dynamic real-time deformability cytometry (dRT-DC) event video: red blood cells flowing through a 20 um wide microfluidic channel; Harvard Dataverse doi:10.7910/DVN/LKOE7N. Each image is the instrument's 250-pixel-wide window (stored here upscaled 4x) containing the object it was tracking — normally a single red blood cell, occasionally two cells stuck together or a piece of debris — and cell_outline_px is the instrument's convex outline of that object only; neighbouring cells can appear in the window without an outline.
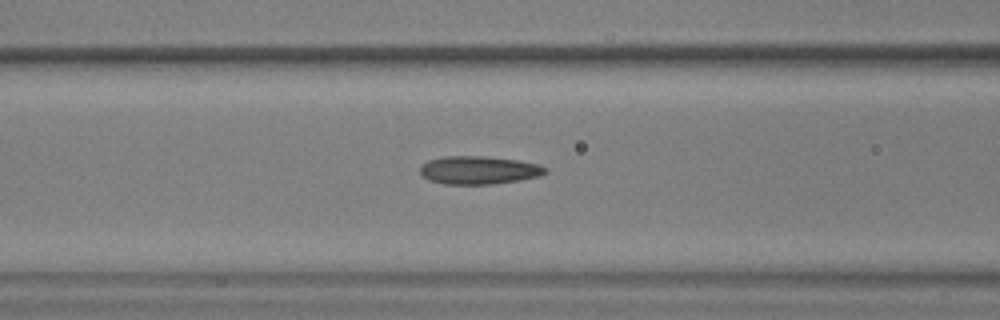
{"species": "common noctule bat (a hibernating species)", "species_latin": "Nyctalus noctula", "temperature_condition": "warm", "stored_images_in_passage": 41, "camera_frame_rate_fps": 3000, "um_per_image_px": 0.085, "animal": {"sex": "male", "body_mass_g": 17.9, "forearm_length_mm": 54.2}, "frame": {"image": 1, "passage_image": 13, "time_ms": 4.0, "image_size_px": [1000, 320], "cell_outline_px": [[548, 172], [540, 176], [520, 180], [492, 184], [444, 184], [428, 180], [420, 172], [420, 168], [428, 160], [444, 156], [484, 156], [516, 160], [540, 164], [548, 168]], "centroid_in_image_um": [40.73, 14.46], "position_along_channel_um": 125.9, "area_um2": 20.58}}
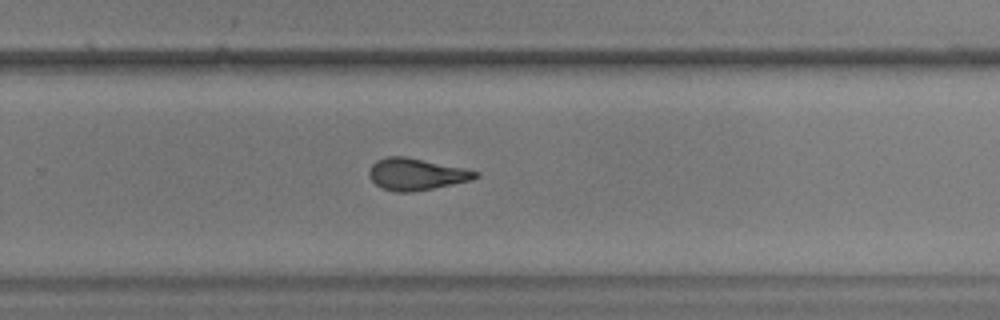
{"frame": {"image": 2, "passage_image": 27, "time_ms": 8.667, "image_size_px": [1000, 320], "cell_outline_px": [[480, 176], [472, 180], [412, 192], [396, 192], [380, 188], [368, 176], [368, 172], [372, 164], [376, 160], [388, 156], [404, 156], [464, 168], [480, 172]], "centroid_in_image_um": [35.36, 14.81], "position_along_channel_um": 294.4, "area_um2": 19.71}}
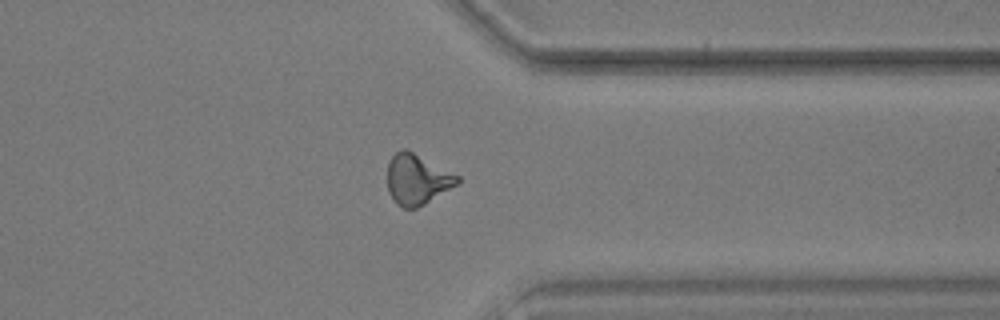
{"frame": {"image": 3, "passage_image": 34, "time_ms": 11.0, "image_size_px": [1000, 320], "cell_outline_px": [[460, 180], [456, 184], [424, 204], [416, 208], [404, 208], [396, 204], [388, 192], [388, 160], [400, 148], [404, 148], [460, 176]], "centroid_in_image_um": [35.41, 15.24], "position_along_channel_um": 376.0, "area_um2": 20.23}, "authors_computed_cell_mechanics": {"area_um2": 19.9988, "velocity_mm_per_s": 3.614, "shape_relaxation_time_tau1_ms": null, "shape_relaxation_time_tau2_ms": 1.9946, "deformation_change_tau1": null, "deformation_change_tau2": 0.1074}}